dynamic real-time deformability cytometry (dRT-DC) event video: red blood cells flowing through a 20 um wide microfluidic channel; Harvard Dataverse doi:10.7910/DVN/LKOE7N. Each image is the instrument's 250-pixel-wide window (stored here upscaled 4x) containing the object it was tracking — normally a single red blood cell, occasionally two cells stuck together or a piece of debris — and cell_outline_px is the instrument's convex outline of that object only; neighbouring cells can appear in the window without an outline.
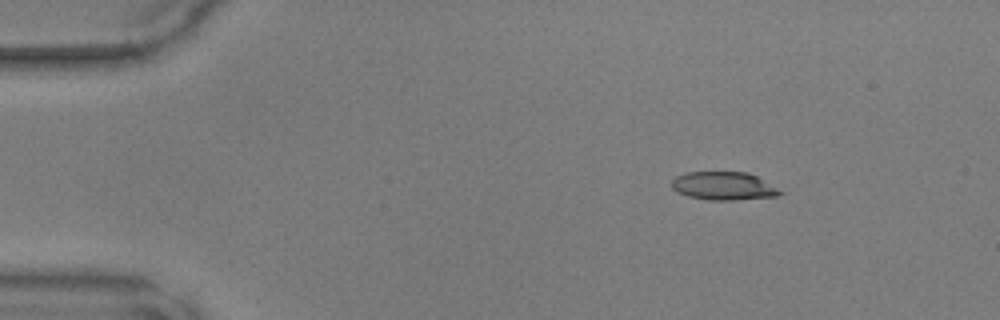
{"species": "common noctule bat (a hibernating species)", "species_latin": "Nyctalus noctula", "temperature_condition": "warm", "stored_images_in_passage": 42, "camera_frame_rate_fps": 3000, "um_per_image_px": 0.085, "animal": {"sex": "male", "body_mass_g": 17.9, "forearm_length_mm": 54.2}, "frame": {"image": 1, "passage_image": 1, "time_ms": 0.0, "image_size_px": [1000, 320], "cell_outline_px": [[784, 192], [776, 196], [732, 200], [708, 200], [688, 196], [676, 192], [672, 188], [672, 180], [676, 176], [684, 172], [748, 172], [756, 176]], "centroid_in_image_um": [61.46, 15.8], "position_along_channel_um": 23.5, "area_um2": 17.74}}
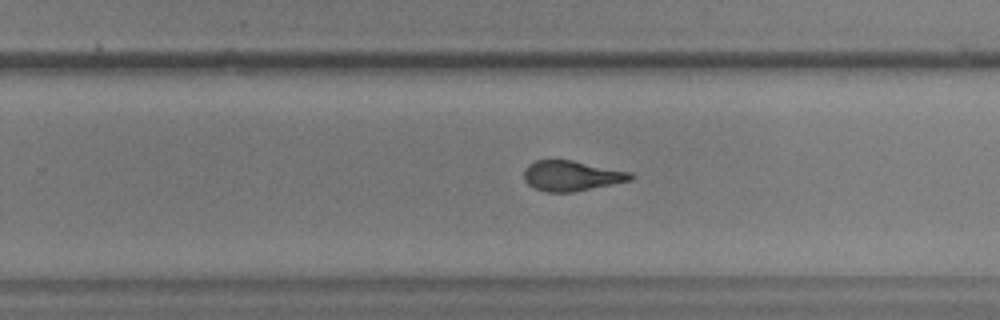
{"frame": {"image": 2, "passage_image": 25, "time_ms": 8.0, "image_size_px": [1000, 320], "cell_outline_px": [[636, 176], [632, 180], [572, 192], [544, 192], [532, 188], [524, 180], [524, 168], [528, 164], [536, 160], [572, 160], [632, 172]], "centroid_in_image_um": [48.57, 14.94], "position_along_channel_um": 281.2, "area_um2": 18.96}}
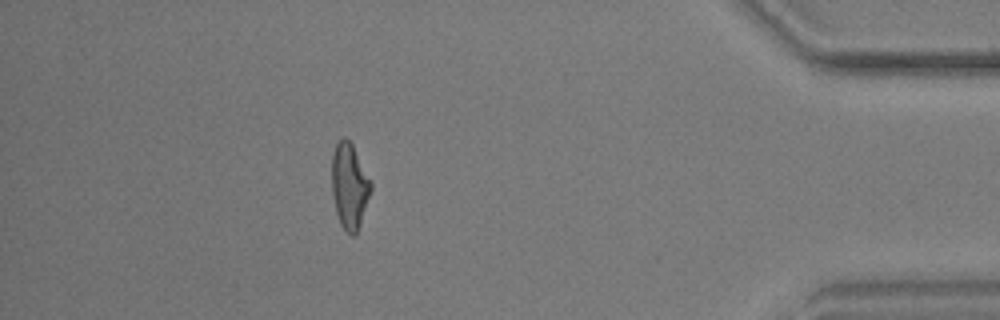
{"frame": {"image": 3, "passage_image": 37, "time_ms": 12.0, "image_size_px": [1000, 320], "cell_outline_px": [[372, 188], [360, 224], [356, 232], [352, 236], [340, 224], [336, 212], [332, 192], [332, 152], [336, 144], [344, 136], [352, 144], [372, 180]], "centroid_in_image_um": [29.71, 15.77], "position_along_channel_um": 405.5, "area_um2": 19.42}}